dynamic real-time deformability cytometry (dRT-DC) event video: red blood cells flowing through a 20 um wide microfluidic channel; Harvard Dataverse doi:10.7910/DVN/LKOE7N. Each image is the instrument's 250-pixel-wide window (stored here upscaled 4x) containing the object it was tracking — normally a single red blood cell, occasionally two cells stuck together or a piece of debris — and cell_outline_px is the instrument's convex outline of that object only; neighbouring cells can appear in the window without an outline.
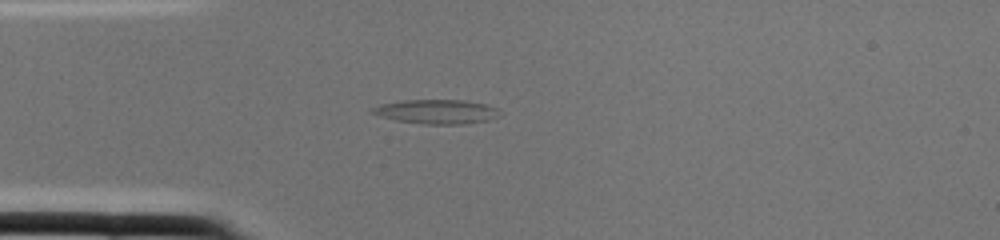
{"species": "common noctule bat (a hibernating species)", "species_latin": "Nyctalus noctula", "temperature_condition": "cold", "stored_images_in_passage": 2, "camera_frame_rate_fps": 3000, "um_per_image_px": 0.085, "animal": {"sex": "female", "body_mass_g": 22.0, "forearm_length_mm": 56.7}, "frame": {"image": 1, "passage_image": 2, "time_ms": 0.333, "image_size_px": [1000, 240], "cell_outline_px": [[500, 116], [488, 120], [464, 124], [424, 124], [396, 120], [380, 116], [372, 112], [372, 108], [380, 104], [404, 100], [464, 100], [484, 104], [496, 108], [500, 112]], "centroid_in_image_um": [37.13, 9.49], "position_along_channel_um": 47.9, "area_um2": 17.86}}